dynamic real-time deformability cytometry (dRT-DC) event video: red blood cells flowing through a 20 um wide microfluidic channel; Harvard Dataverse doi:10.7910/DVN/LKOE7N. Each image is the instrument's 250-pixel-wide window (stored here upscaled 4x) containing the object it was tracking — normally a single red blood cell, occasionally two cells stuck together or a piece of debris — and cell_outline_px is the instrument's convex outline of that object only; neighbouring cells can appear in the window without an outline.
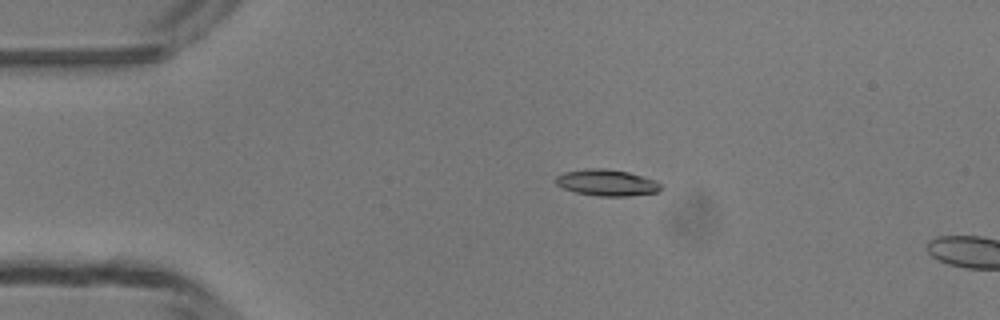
{"species": "common noctule bat (a hibernating species)", "species_latin": "Nyctalus noctula", "temperature_condition": "room temperature", "stored_images_in_passage": 13, "camera_frame_rate_fps": 3000, "um_per_image_px": 0.085, "animal": {"sex": "male", "body_mass_g": 13.3}, "frame": {"image": 1, "passage_image": 10, "time_ms": 3.0, "image_size_px": [1000, 320], "cell_outline_px": [[664, 188], [656, 192], [628, 196], [596, 196], [576, 192], [564, 188], [556, 184], [556, 176], [564, 172], [584, 168], [604, 168], [628, 172], [656, 180]], "centroid_in_image_um": [51.58, 15.52], "position_along_channel_um": 33.4, "area_um2": 16.18}}